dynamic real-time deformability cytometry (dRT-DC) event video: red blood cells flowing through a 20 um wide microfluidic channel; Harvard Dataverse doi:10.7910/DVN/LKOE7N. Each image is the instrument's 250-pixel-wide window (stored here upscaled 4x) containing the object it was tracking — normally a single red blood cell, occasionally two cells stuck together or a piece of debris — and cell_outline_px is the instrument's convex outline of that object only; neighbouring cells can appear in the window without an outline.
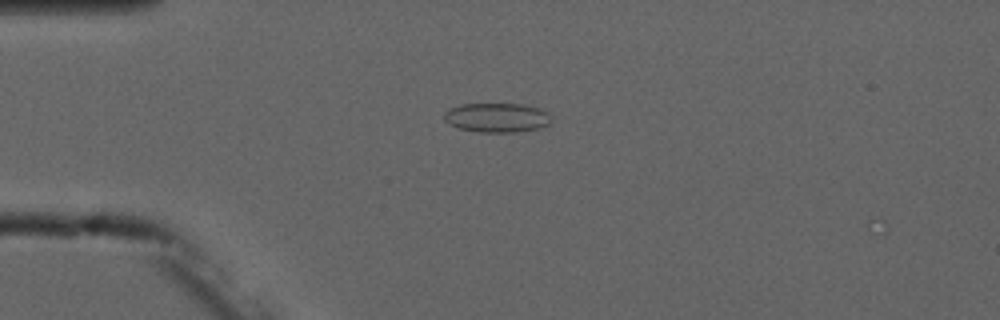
{"species": "common noctule bat (a hibernating species)", "species_latin": "Nyctalus noctula", "temperature_condition": "cold", "stored_images_in_passage": 4, "camera_frame_rate_fps": 3000, "um_per_image_px": 0.085, "animal": {"sex": "male", "forearm_length_mm": 52.5}, "frame": {"image": 1, "passage_image": 3, "time_ms": 2.333, "image_size_px": [1000, 320], "cell_outline_px": [[548, 124], [540, 128], [516, 132], [480, 132], [460, 128], [448, 124], [444, 120], [444, 112], [448, 108], [460, 104], [524, 104], [540, 108], [548, 112]], "centroid_in_image_um": [42.19, 9.99], "position_along_channel_um": 42.8, "area_um2": 18.32}}